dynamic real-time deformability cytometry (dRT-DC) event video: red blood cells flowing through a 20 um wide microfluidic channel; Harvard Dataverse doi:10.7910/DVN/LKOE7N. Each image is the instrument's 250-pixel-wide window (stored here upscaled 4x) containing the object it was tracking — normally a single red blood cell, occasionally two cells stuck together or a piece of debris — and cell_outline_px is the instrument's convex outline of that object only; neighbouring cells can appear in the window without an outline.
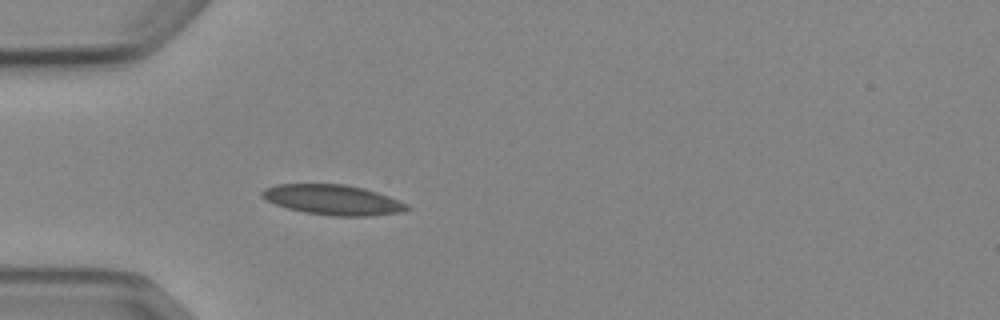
{"species": "Egyptian fruit bat (a non-hibernating species)", "species_latin": "Rousettus aegyptiacus", "temperature_condition": "cold", "stored_images_in_passage": 2, "camera_frame_rate_fps": 3000, "um_per_image_px": 0.085, "animal": {"sex": "female"}, "frame": {"image": 1, "passage_image": 2, "time_ms": 1.0, "image_size_px": [1000, 320], "cell_outline_px": [[412, 208], [404, 212], [368, 216], [332, 216], [304, 212], [288, 208], [276, 204], [260, 196], [260, 192], [264, 188], [276, 184], [344, 184], [364, 188], [388, 196], [408, 204]], "centroid_in_image_um": [28.31, 16.99], "position_along_channel_um": 56.7, "area_um2": 25.49}}